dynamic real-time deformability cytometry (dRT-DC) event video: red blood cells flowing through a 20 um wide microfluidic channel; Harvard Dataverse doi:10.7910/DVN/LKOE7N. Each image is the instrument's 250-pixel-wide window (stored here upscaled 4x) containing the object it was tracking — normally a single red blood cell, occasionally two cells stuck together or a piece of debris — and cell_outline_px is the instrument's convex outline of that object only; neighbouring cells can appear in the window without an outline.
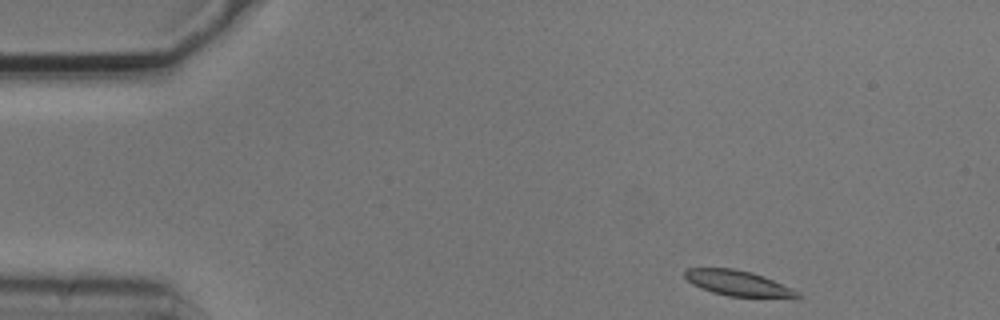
{"species": "common noctule bat (a hibernating species)", "species_latin": "Nyctalus noctula", "temperature_condition": "cold", "stored_images_in_passage": 8, "camera_frame_rate_fps": 3000, "um_per_image_px": 0.085, "animal": {"sex": "male", "body_mass_g": 20.5, "forearm_length_mm": 52.5}, "frame": {"image": 1, "passage_image": 1, "time_ms": 0.0, "image_size_px": [1000, 320], "cell_outline_px": [[804, 296], [796, 300], [728, 296], [712, 292], [692, 284], [684, 276], [684, 272], [688, 268], [732, 268], [752, 272], [764, 276], [792, 288], [800, 292]], "centroid_in_image_um": [62.88, 24.12], "position_along_channel_um": 22.1, "area_um2": 17.34}}
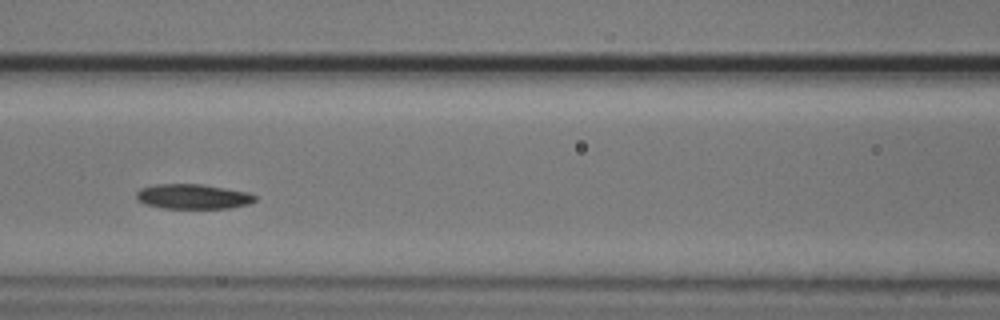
{"frame": {"image": 2, "passage_image": 6, "time_ms": 1.667, "image_size_px": [1000, 320], "cell_outline_px": [[256, 200], [248, 204], [228, 208], [160, 208], [144, 204], [136, 200], [136, 192], [140, 188], [156, 184], [200, 184], [224, 188], [244, 192], [256, 196]], "centroid_in_image_um": [16.32, 16.71], "position_along_channel_um": 150.3, "area_um2": 17.11}}